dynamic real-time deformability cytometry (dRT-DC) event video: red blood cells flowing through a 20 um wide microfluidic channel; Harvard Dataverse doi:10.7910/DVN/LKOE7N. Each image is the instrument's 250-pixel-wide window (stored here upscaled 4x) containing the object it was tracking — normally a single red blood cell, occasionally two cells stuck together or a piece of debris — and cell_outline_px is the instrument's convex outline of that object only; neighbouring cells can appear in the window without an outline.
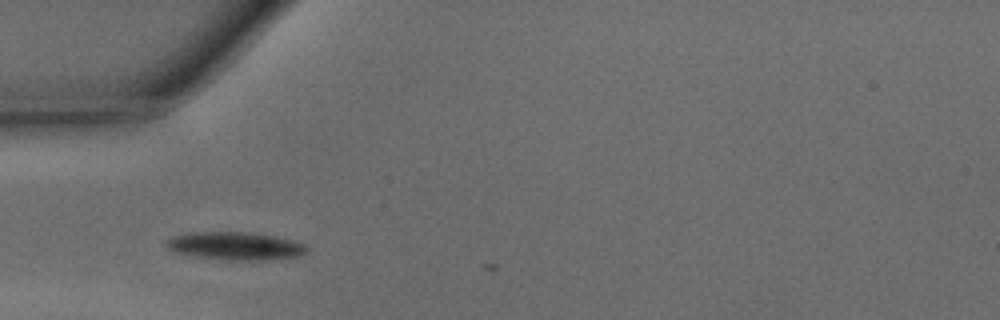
{"species": "common noctule bat (a hibernating species)", "species_latin": "Nyctalus noctula", "temperature_condition": "warm", "stored_images_in_passage": 2, "camera_frame_rate_fps": 3000, "um_per_image_px": 0.085, "animal": {"sex": "male", "body_mass_g": 15.6}, "frame": {"image": 1, "passage_image": 1, "time_ms": 0.0, "image_size_px": [1000, 320], "cell_outline_px": [[308, 248], [304, 252], [296, 256], [268, 260], [224, 260], [196, 256], [176, 252], [168, 248], [164, 244], [164, 240], [172, 236], [192, 232], [248, 232], [272, 236], [292, 240], [304, 244]], "centroid_in_image_um": [19.93, 20.9], "position_along_channel_um": 65.1, "area_um2": 22.72}}